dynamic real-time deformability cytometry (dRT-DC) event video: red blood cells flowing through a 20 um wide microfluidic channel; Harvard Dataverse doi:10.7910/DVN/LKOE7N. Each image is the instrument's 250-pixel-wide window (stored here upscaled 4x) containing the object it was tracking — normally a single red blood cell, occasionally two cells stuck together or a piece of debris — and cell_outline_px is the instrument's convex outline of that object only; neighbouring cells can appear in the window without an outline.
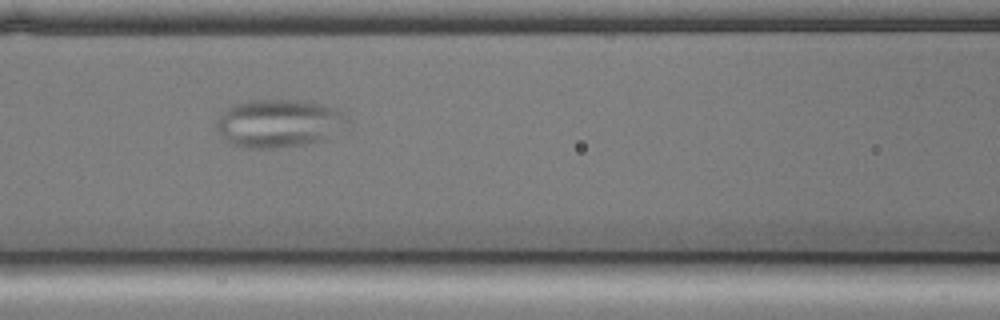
{"species": "common noctule bat (a hibernating species)", "species_latin": "Nyctalus noctula", "temperature_condition": "cold", "stored_images_in_passage": 56, "camera_frame_rate_fps": 3000, "um_per_image_px": 0.085, "animal": {"sex": "male", "body_mass_g": 17.9, "forearm_length_mm": 54.2}, "frame": {"image": 1, "passage_image": 23, "time_ms": 7.333, "image_size_px": [1000, 320], "cell_outline_px": [[348, 128], [328, 140], [308, 144], [276, 148], [248, 148], [232, 144], [220, 136], [216, 128], [216, 120], [220, 112], [236, 104], [256, 100], [288, 100], [324, 104], [336, 108], [348, 120]], "centroid_in_image_um": [23.74, 10.51], "position_along_channel_um": 142.9, "area_um2": 37.11}}
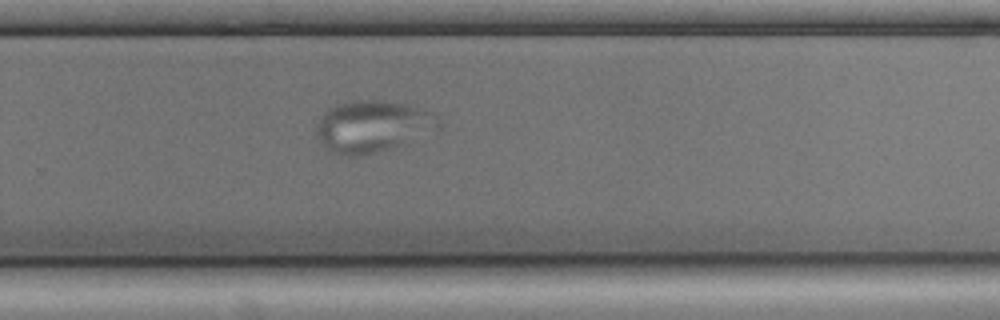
{"frame": {"image": 2, "passage_image": 36, "time_ms": 11.667, "image_size_px": [1000, 320], "cell_outline_px": [[440, 128], [404, 144], [392, 148], [360, 156], [344, 156], [332, 152], [324, 148], [316, 132], [316, 124], [324, 112], [328, 108], [336, 104], [360, 100], [380, 100], [404, 104], [420, 108], [432, 112], [436, 116], [440, 124]], "centroid_in_image_um": [31.65, 10.75], "position_along_channel_um": 298.2, "area_um2": 36.82}}